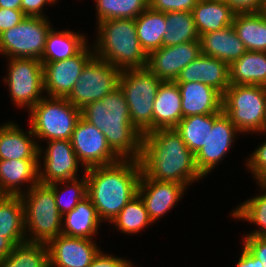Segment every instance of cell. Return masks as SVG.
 <instances>
[{
	"mask_svg": "<svg viewBox=\"0 0 266 267\" xmlns=\"http://www.w3.org/2000/svg\"><path fill=\"white\" fill-rule=\"evenodd\" d=\"M142 173L151 179L192 184L202 179L195 164V155L175 128L158 129L142 135Z\"/></svg>",
	"mask_w": 266,
	"mask_h": 267,
	"instance_id": "1",
	"label": "cell"
},
{
	"mask_svg": "<svg viewBox=\"0 0 266 267\" xmlns=\"http://www.w3.org/2000/svg\"><path fill=\"white\" fill-rule=\"evenodd\" d=\"M87 178V196L101 221L111 222L137 194L142 173L139 160L118 162L83 170Z\"/></svg>",
	"mask_w": 266,
	"mask_h": 267,
	"instance_id": "2",
	"label": "cell"
},
{
	"mask_svg": "<svg viewBox=\"0 0 266 267\" xmlns=\"http://www.w3.org/2000/svg\"><path fill=\"white\" fill-rule=\"evenodd\" d=\"M81 116L105 135L108 146L120 159H140L142 134L131 123L120 87L101 100L87 104L81 109Z\"/></svg>",
	"mask_w": 266,
	"mask_h": 267,
	"instance_id": "3",
	"label": "cell"
},
{
	"mask_svg": "<svg viewBox=\"0 0 266 267\" xmlns=\"http://www.w3.org/2000/svg\"><path fill=\"white\" fill-rule=\"evenodd\" d=\"M97 24V44L93 45L96 57L121 71L146 68L148 54L139 43L135 19H110Z\"/></svg>",
	"mask_w": 266,
	"mask_h": 267,
	"instance_id": "4",
	"label": "cell"
},
{
	"mask_svg": "<svg viewBox=\"0 0 266 267\" xmlns=\"http://www.w3.org/2000/svg\"><path fill=\"white\" fill-rule=\"evenodd\" d=\"M21 198L28 242L47 244L62 234L63 216L57 209L54 192L48 185L38 183L24 192ZM28 231L31 235L26 233Z\"/></svg>",
	"mask_w": 266,
	"mask_h": 267,
	"instance_id": "5",
	"label": "cell"
},
{
	"mask_svg": "<svg viewBox=\"0 0 266 267\" xmlns=\"http://www.w3.org/2000/svg\"><path fill=\"white\" fill-rule=\"evenodd\" d=\"M162 82L147 68L120 73L119 87L125 95L131 123L142 135L153 131L154 101Z\"/></svg>",
	"mask_w": 266,
	"mask_h": 267,
	"instance_id": "6",
	"label": "cell"
},
{
	"mask_svg": "<svg viewBox=\"0 0 266 267\" xmlns=\"http://www.w3.org/2000/svg\"><path fill=\"white\" fill-rule=\"evenodd\" d=\"M47 97L28 110L31 131L40 140H71L81 110L65 97Z\"/></svg>",
	"mask_w": 266,
	"mask_h": 267,
	"instance_id": "7",
	"label": "cell"
},
{
	"mask_svg": "<svg viewBox=\"0 0 266 267\" xmlns=\"http://www.w3.org/2000/svg\"><path fill=\"white\" fill-rule=\"evenodd\" d=\"M222 110L241 133H258L266 110V87L229 85L223 94Z\"/></svg>",
	"mask_w": 266,
	"mask_h": 267,
	"instance_id": "8",
	"label": "cell"
},
{
	"mask_svg": "<svg viewBox=\"0 0 266 267\" xmlns=\"http://www.w3.org/2000/svg\"><path fill=\"white\" fill-rule=\"evenodd\" d=\"M120 73L121 70L94 55L83 67L77 82L65 98L81 110L117 89Z\"/></svg>",
	"mask_w": 266,
	"mask_h": 267,
	"instance_id": "9",
	"label": "cell"
},
{
	"mask_svg": "<svg viewBox=\"0 0 266 267\" xmlns=\"http://www.w3.org/2000/svg\"><path fill=\"white\" fill-rule=\"evenodd\" d=\"M47 17L26 16L19 24L0 34V53L8 59L41 60L46 37L52 26Z\"/></svg>",
	"mask_w": 266,
	"mask_h": 267,
	"instance_id": "10",
	"label": "cell"
},
{
	"mask_svg": "<svg viewBox=\"0 0 266 267\" xmlns=\"http://www.w3.org/2000/svg\"><path fill=\"white\" fill-rule=\"evenodd\" d=\"M8 66L4 82L9 86L11 99L17 107L30 110L45 92L42 62L34 58H11Z\"/></svg>",
	"mask_w": 266,
	"mask_h": 267,
	"instance_id": "11",
	"label": "cell"
},
{
	"mask_svg": "<svg viewBox=\"0 0 266 267\" xmlns=\"http://www.w3.org/2000/svg\"><path fill=\"white\" fill-rule=\"evenodd\" d=\"M70 141L85 170L110 165L120 160L108 146L105 135L82 116L75 126Z\"/></svg>",
	"mask_w": 266,
	"mask_h": 267,
	"instance_id": "12",
	"label": "cell"
},
{
	"mask_svg": "<svg viewBox=\"0 0 266 267\" xmlns=\"http://www.w3.org/2000/svg\"><path fill=\"white\" fill-rule=\"evenodd\" d=\"M200 54V40L162 46L148 54L146 68L164 82L175 81L180 71Z\"/></svg>",
	"mask_w": 266,
	"mask_h": 267,
	"instance_id": "13",
	"label": "cell"
},
{
	"mask_svg": "<svg viewBox=\"0 0 266 267\" xmlns=\"http://www.w3.org/2000/svg\"><path fill=\"white\" fill-rule=\"evenodd\" d=\"M93 56L94 50H90L87 45L72 58L55 62H42L44 91L50 97H66L77 82L83 67Z\"/></svg>",
	"mask_w": 266,
	"mask_h": 267,
	"instance_id": "14",
	"label": "cell"
},
{
	"mask_svg": "<svg viewBox=\"0 0 266 267\" xmlns=\"http://www.w3.org/2000/svg\"><path fill=\"white\" fill-rule=\"evenodd\" d=\"M236 133L239 135L241 132L224 112L214 121L213 127H209L206 145L195 154L196 167L203 177L224 159Z\"/></svg>",
	"mask_w": 266,
	"mask_h": 267,
	"instance_id": "15",
	"label": "cell"
},
{
	"mask_svg": "<svg viewBox=\"0 0 266 267\" xmlns=\"http://www.w3.org/2000/svg\"><path fill=\"white\" fill-rule=\"evenodd\" d=\"M50 267H88L99 253L94 240L60 234L47 244Z\"/></svg>",
	"mask_w": 266,
	"mask_h": 267,
	"instance_id": "16",
	"label": "cell"
},
{
	"mask_svg": "<svg viewBox=\"0 0 266 267\" xmlns=\"http://www.w3.org/2000/svg\"><path fill=\"white\" fill-rule=\"evenodd\" d=\"M41 170L39 164V183L52 184L59 181H67L77 178L80 161L74 152L70 140L47 141Z\"/></svg>",
	"mask_w": 266,
	"mask_h": 267,
	"instance_id": "17",
	"label": "cell"
},
{
	"mask_svg": "<svg viewBox=\"0 0 266 267\" xmlns=\"http://www.w3.org/2000/svg\"><path fill=\"white\" fill-rule=\"evenodd\" d=\"M187 185L151 179L141 173L137 194L143 200L150 219L155 222L178 203Z\"/></svg>",
	"mask_w": 266,
	"mask_h": 267,
	"instance_id": "18",
	"label": "cell"
},
{
	"mask_svg": "<svg viewBox=\"0 0 266 267\" xmlns=\"http://www.w3.org/2000/svg\"><path fill=\"white\" fill-rule=\"evenodd\" d=\"M174 82H202L223 95L230 85L229 65L222 60L201 53L180 71Z\"/></svg>",
	"mask_w": 266,
	"mask_h": 267,
	"instance_id": "19",
	"label": "cell"
},
{
	"mask_svg": "<svg viewBox=\"0 0 266 267\" xmlns=\"http://www.w3.org/2000/svg\"><path fill=\"white\" fill-rule=\"evenodd\" d=\"M33 137L31 128L26 133L11 121L1 125L0 160H39L41 154L44 153H42L43 150L39 143L34 140L36 138Z\"/></svg>",
	"mask_w": 266,
	"mask_h": 267,
	"instance_id": "20",
	"label": "cell"
},
{
	"mask_svg": "<svg viewBox=\"0 0 266 267\" xmlns=\"http://www.w3.org/2000/svg\"><path fill=\"white\" fill-rule=\"evenodd\" d=\"M182 98V116L209 115L222 110L223 95L202 82L177 83Z\"/></svg>",
	"mask_w": 266,
	"mask_h": 267,
	"instance_id": "21",
	"label": "cell"
},
{
	"mask_svg": "<svg viewBox=\"0 0 266 267\" xmlns=\"http://www.w3.org/2000/svg\"><path fill=\"white\" fill-rule=\"evenodd\" d=\"M39 160H0V195L21 196L39 183ZM21 186V187H20ZM22 190V191H21Z\"/></svg>",
	"mask_w": 266,
	"mask_h": 267,
	"instance_id": "22",
	"label": "cell"
},
{
	"mask_svg": "<svg viewBox=\"0 0 266 267\" xmlns=\"http://www.w3.org/2000/svg\"><path fill=\"white\" fill-rule=\"evenodd\" d=\"M182 118V98L177 83L163 81L154 101L153 131L175 128Z\"/></svg>",
	"mask_w": 266,
	"mask_h": 267,
	"instance_id": "23",
	"label": "cell"
},
{
	"mask_svg": "<svg viewBox=\"0 0 266 267\" xmlns=\"http://www.w3.org/2000/svg\"><path fill=\"white\" fill-rule=\"evenodd\" d=\"M200 44L202 54L222 60L228 65L247 51L232 25L203 34Z\"/></svg>",
	"mask_w": 266,
	"mask_h": 267,
	"instance_id": "24",
	"label": "cell"
},
{
	"mask_svg": "<svg viewBox=\"0 0 266 267\" xmlns=\"http://www.w3.org/2000/svg\"><path fill=\"white\" fill-rule=\"evenodd\" d=\"M198 35L231 26L235 12L224 0H199L192 10Z\"/></svg>",
	"mask_w": 266,
	"mask_h": 267,
	"instance_id": "25",
	"label": "cell"
},
{
	"mask_svg": "<svg viewBox=\"0 0 266 267\" xmlns=\"http://www.w3.org/2000/svg\"><path fill=\"white\" fill-rule=\"evenodd\" d=\"M62 223V234L93 239L94 234L98 232L101 220L90 198L86 196L74 209L63 215Z\"/></svg>",
	"mask_w": 266,
	"mask_h": 267,
	"instance_id": "26",
	"label": "cell"
},
{
	"mask_svg": "<svg viewBox=\"0 0 266 267\" xmlns=\"http://www.w3.org/2000/svg\"><path fill=\"white\" fill-rule=\"evenodd\" d=\"M230 85L266 87V52L246 51L229 65Z\"/></svg>",
	"mask_w": 266,
	"mask_h": 267,
	"instance_id": "27",
	"label": "cell"
},
{
	"mask_svg": "<svg viewBox=\"0 0 266 267\" xmlns=\"http://www.w3.org/2000/svg\"><path fill=\"white\" fill-rule=\"evenodd\" d=\"M0 235H4L15 246L27 241L21 196L0 195Z\"/></svg>",
	"mask_w": 266,
	"mask_h": 267,
	"instance_id": "28",
	"label": "cell"
},
{
	"mask_svg": "<svg viewBox=\"0 0 266 267\" xmlns=\"http://www.w3.org/2000/svg\"><path fill=\"white\" fill-rule=\"evenodd\" d=\"M85 35L70 30L55 31L53 27L47 34L41 62H55L72 58L88 44Z\"/></svg>",
	"mask_w": 266,
	"mask_h": 267,
	"instance_id": "29",
	"label": "cell"
},
{
	"mask_svg": "<svg viewBox=\"0 0 266 267\" xmlns=\"http://www.w3.org/2000/svg\"><path fill=\"white\" fill-rule=\"evenodd\" d=\"M232 26L247 51L266 52V18L262 12L235 13Z\"/></svg>",
	"mask_w": 266,
	"mask_h": 267,
	"instance_id": "30",
	"label": "cell"
},
{
	"mask_svg": "<svg viewBox=\"0 0 266 267\" xmlns=\"http://www.w3.org/2000/svg\"><path fill=\"white\" fill-rule=\"evenodd\" d=\"M137 37L147 54L163 46L166 34V13L148 7L136 19Z\"/></svg>",
	"mask_w": 266,
	"mask_h": 267,
	"instance_id": "31",
	"label": "cell"
},
{
	"mask_svg": "<svg viewBox=\"0 0 266 267\" xmlns=\"http://www.w3.org/2000/svg\"><path fill=\"white\" fill-rule=\"evenodd\" d=\"M222 113L184 117L176 125L175 130L194 155L206 145L209 127H213L214 121Z\"/></svg>",
	"mask_w": 266,
	"mask_h": 267,
	"instance_id": "32",
	"label": "cell"
},
{
	"mask_svg": "<svg viewBox=\"0 0 266 267\" xmlns=\"http://www.w3.org/2000/svg\"><path fill=\"white\" fill-rule=\"evenodd\" d=\"M165 27L166 34L163 36V46H173L200 40L191 11L166 13Z\"/></svg>",
	"mask_w": 266,
	"mask_h": 267,
	"instance_id": "33",
	"label": "cell"
},
{
	"mask_svg": "<svg viewBox=\"0 0 266 267\" xmlns=\"http://www.w3.org/2000/svg\"><path fill=\"white\" fill-rule=\"evenodd\" d=\"M0 267H50L47 245L28 241L18 244Z\"/></svg>",
	"mask_w": 266,
	"mask_h": 267,
	"instance_id": "34",
	"label": "cell"
},
{
	"mask_svg": "<svg viewBox=\"0 0 266 267\" xmlns=\"http://www.w3.org/2000/svg\"><path fill=\"white\" fill-rule=\"evenodd\" d=\"M111 222L125 234H137L141 229L153 223L143 200L138 194L122 208Z\"/></svg>",
	"mask_w": 266,
	"mask_h": 267,
	"instance_id": "35",
	"label": "cell"
},
{
	"mask_svg": "<svg viewBox=\"0 0 266 267\" xmlns=\"http://www.w3.org/2000/svg\"><path fill=\"white\" fill-rule=\"evenodd\" d=\"M258 185L265 191L241 203L237 209L231 213L234 218L242 219L256 224L259 230L248 233L246 236L266 237V181H258Z\"/></svg>",
	"mask_w": 266,
	"mask_h": 267,
	"instance_id": "36",
	"label": "cell"
},
{
	"mask_svg": "<svg viewBox=\"0 0 266 267\" xmlns=\"http://www.w3.org/2000/svg\"><path fill=\"white\" fill-rule=\"evenodd\" d=\"M97 23L110 19H136L149 7V0H95Z\"/></svg>",
	"mask_w": 266,
	"mask_h": 267,
	"instance_id": "37",
	"label": "cell"
},
{
	"mask_svg": "<svg viewBox=\"0 0 266 267\" xmlns=\"http://www.w3.org/2000/svg\"><path fill=\"white\" fill-rule=\"evenodd\" d=\"M82 179L78 181V178L67 180V181H59L52 184H49L48 186L53 190L55 195V202L57 204V209L61 213V215H65L68 212H70L72 209H74L77 204L87 196V178L85 173L83 174ZM68 183V185L66 184ZM61 184H66L65 190L61 192L62 189L59 190V187ZM71 193L69 194L70 197L66 200L63 198V194L66 191ZM68 196V195H67Z\"/></svg>",
	"mask_w": 266,
	"mask_h": 267,
	"instance_id": "38",
	"label": "cell"
},
{
	"mask_svg": "<svg viewBox=\"0 0 266 267\" xmlns=\"http://www.w3.org/2000/svg\"><path fill=\"white\" fill-rule=\"evenodd\" d=\"M246 166L257 182L266 181V140L251 153Z\"/></svg>",
	"mask_w": 266,
	"mask_h": 267,
	"instance_id": "39",
	"label": "cell"
},
{
	"mask_svg": "<svg viewBox=\"0 0 266 267\" xmlns=\"http://www.w3.org/2000/svg\"><path fill=\"white\" fill-rule=\"evenodd\" d=\"M199 0H149V7L159 12L191 11Z\"/></svg>",
	"mask_w": 266,
	"mask_h": 267,
	"instance_id": "40",
	"label": "cell"
},
{
	"mask_svg": "<svg viewBox=\"0 0 266 267\" xmlns=\"http://www.w3.org/2000/svg\"><path fill=\"white\" fill-rule=\"evenodd\" d=\"M26 15L21 9H5L0 7V34L19 24Z\"/></svg>",
	"mask_w": 266,
	"mask_h": 267,
	"instance_id": "41",
	"label": "cell"
},
{
	"mask_svg": "<svg viewBox=\"0 0 266 267\" xmlns=\"http://www.w3.org/2000/svg\"><path fill=\"white\" fill-rule=\"evenodd\" d=\"M244 246L266 267V237L246 236Z\"/></svg>",
	"mask_w": 266,
	"mask_h": 267,
	"instance_id": "42",
	"label": "cell"
},
{
	"mask_svg": "<svg viewBox=\"0 0 266 267\" xmlns=\"http://www.w3.org/2000/svg\"><path fill=\"white\" fill-rule=\"evenodd\" d=\"M131 265H133L131 261L116 256L114 257L110 254H104L100 249L99 253L88 267H130Z\"/></svg>",
	"mask_w": 266,
	"mask_h": 267,
	"instance_id": "43",
	"label": "cell"
},
{
	"mask_svg": "<svg viewBox=\"0 0 266 267\" xmlns=\"http://www.w3.org/2000/svg\"><path fill=\"white\" fill-rule=\"evenodd\" d=\"M235 13L261 12L265 0H224Z\"/></svg>",
	"mask_w": 266,
	"mask_h": 267,
	"instance_id": "44",
	"label": "cell"
},
{
	"mask_svg": "<svg viewBox=\"0 0 266 267\" xmlns=\"http://www.w3.org/2000/svg\"><path fill=\"white\" fill-rule=\"evenodd\" d=\"M57 0H21V10L26 16L46 17L43 13L44 5L55 4Z\"/></svg>",
	"mask_w": 266,
	"mask_h": 267,
	"instance_id": "45",
	"label": "cell"
},
{
	"mask_svg": "<svg viewBox=\"0 0 266 267\" xmlns=\"http://www.w3.org/2000/svg\"><path fill=\"white\" fill-rule=\"evenodd\" d=\"M236 267H264L263 263L256 258L244 245Z\"/></svg>",
	"mask_w": 266,
	"mask_h": 267,
	"instance_id": "46",
	"label": "cell"
},
{
	"mask_svg": "<svg viewBox=\"0 0 266 267\" xmlns=\"http://www.w3.org/2000/svg\"><path fill=\"white\" fill-rule=\"evenodd\" d=\"M15 245L4 235H0V262L4 260L13 250Z\"/></svg>",
	"mask_w": 266,
	"mask_h": 267,
	"instance_id": "47",
	"label": "cell"
},
{
	"mask_svg": "<svg viewBox=\"0 0 266 267\" xmlns=\"http://www.w3.org/2000/svg\"><path fill=\"white\" fill-rule=\"evenodd\" d=\"M0 7L5 9H21V0H0Z\"/></svg>",
	"mask_w": 266,
	"mask_h": 267,
	"instance_id": "48",
	"label": "cell"
},
{
	"mask_svg": "<svg viewBox=\"0 0 266 267\" xmlns=\"http://www.w3.org/2000/svg\"><path fill=\"white\" fill-rule=\"evenodd\" d=\"M259 132H262V133L265 132L266 133V110H265V114H264L263 125H262Z\"/></svg>",
	"mask_w": 266,
	"mask_h": 267,
	"instance_id": "49",
	"label": "cell"
},
{
	"mask_svg": "<svg viewBox=\"0 0 266 267\" xmlns=\"http://www.w3.org/2000/svg\"><path fill=\"white\" fill-rule=\"evenodd\" d=\"M261 12L263 13V15H264L265 18H266V0H265V2H264L263 9H262Z\"/></svg>",
	"mask_w": 266,
	"mask_h": 267,
	"instance_id": "50",
	"label": "cell"
}]
</instances>
